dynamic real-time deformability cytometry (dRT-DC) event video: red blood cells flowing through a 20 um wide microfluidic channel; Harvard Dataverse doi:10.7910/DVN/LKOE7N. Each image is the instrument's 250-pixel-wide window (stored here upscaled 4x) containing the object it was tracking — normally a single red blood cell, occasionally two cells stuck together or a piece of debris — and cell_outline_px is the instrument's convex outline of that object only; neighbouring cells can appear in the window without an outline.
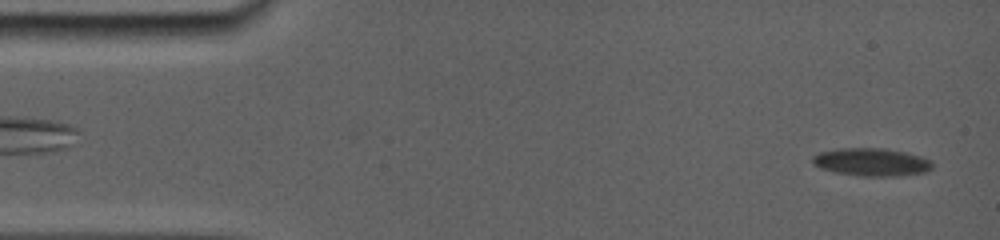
{"species": "common noctule bat (a hibernating species)", "species_latin": "Nyctalus noctula", "temperature_condition": "room temperature", "stored_images_in_passage": 24, "camera_frame_rate_fps": 5000, "um_per_image_px": 0.085, "animal": {"sex": "female", "body_mass_g": 19.0, "forearm_length_mm": 56.7}, "frame": {"image": 1, "passage_image": 2, "time_ms": 0.6, "image_size_px": [1000, 240], "cell_outline_px": [[932, 168], [920, 172], [880, 176], [872, 176], [840, 172], [824, 168], [816, 164], [812, 160], [816, 156], [824, 152], [892, 152], [912, 156], [924, 160], [932, 164]], "centroid_in_image_um": [74.08, 13.87], "position_along_channel_um": 10.9, "area_um2": 15.9}}
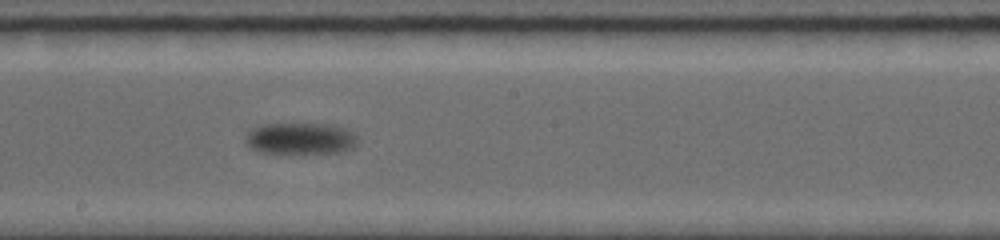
{"frame": {"image": 2, "passage_image": 11, "time_ms": 10.0, "image_size_px": [1000, 240], "cell_outline_px": [[356, 144], [352, 148], [340, 152], [260, 152], [252, 148], [244, 140], [244, 136], [248, 132], [264, 124], [324, 124], [340, 128], [356, 136]], "centroid_in_image_um": [25.48, 11.77], "position_along_channel_um": 222.7, "area_um2": 19.83}}
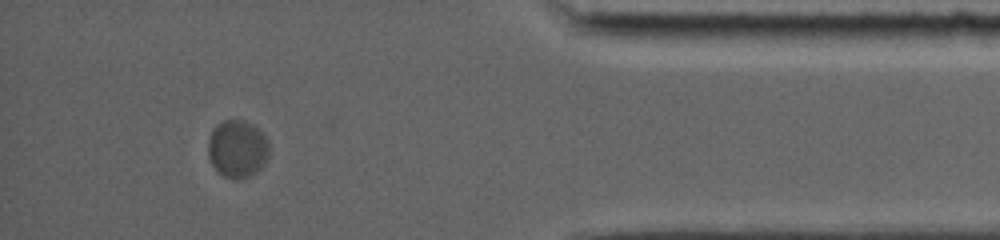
{"frame": {"image": 3, "passage_image": 21, "time_ms": 16.4, "image_size_px": [1000, 240], "cell_outline_px": [[268, 156], [264, 164], [256, 172], [240, 180], [232, 180], [224, 176], [212, 164], [208, 156], [208, 136], [212, 128], [216, 124], [224, 120], [244, 120], [252, 124], [264, 136], [268, 144]], "centroid_in_image_um": [20.14, 12.65], "position_along_channel_um": 415.1, "area_um2": 20.52}, "authors_computed_cell_mechanics": {"area_um2": 19.941, "velocity_mm_per_s": 3.445, "shape_relaxation_time_tau1_ms": 1.0216, "shape_relaxation_time_tau2_ms": null, "deformation_change_tau1": 0.0679, "deformation_change_tau2": null}}